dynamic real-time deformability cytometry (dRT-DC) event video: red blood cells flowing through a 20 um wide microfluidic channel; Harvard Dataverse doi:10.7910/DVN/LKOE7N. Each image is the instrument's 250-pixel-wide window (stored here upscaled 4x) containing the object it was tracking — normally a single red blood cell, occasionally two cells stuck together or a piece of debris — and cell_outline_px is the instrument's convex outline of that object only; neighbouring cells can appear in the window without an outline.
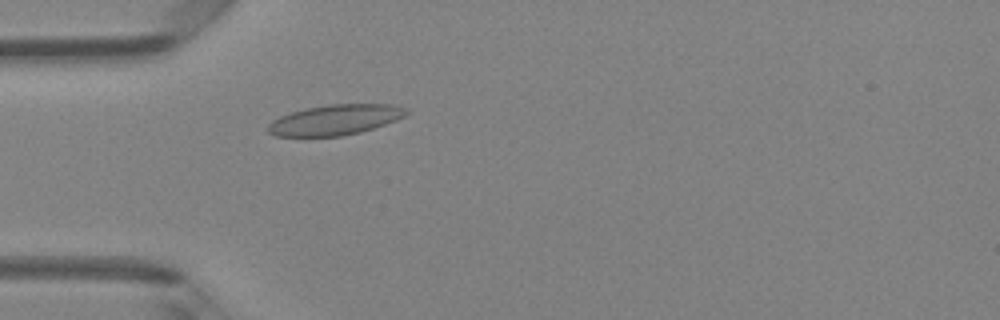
{"species": "Egyptian fruit bat (a non-hibernating species)", "species_latin": "Rousettus aegyptiacus", "temperature_condition": "room temperature", "stored_images_in_passage": 2, "camera_frame_rate_fps": 3000, "um_per_image_px": 0.085, "animal": {"sex": "female"}, "frame": {"image": 1, "passage_image": 2, "time_ms": 0.333, "image_size_px": [1000, 320], "cell_outline_px": [[408, 112], [404, 116], [396, 120], [360, 132], [340, 136], [276, 136], [268, 132], [268, 124], [272, 120], [280, 116], [292, 112], [308, 108], [328, 104], [392, 104], [408, 108]], "centroid_in_image_um": [28.49, 10.18], "position_along_channel_um": 56.5, "area_um2": 24.28}}